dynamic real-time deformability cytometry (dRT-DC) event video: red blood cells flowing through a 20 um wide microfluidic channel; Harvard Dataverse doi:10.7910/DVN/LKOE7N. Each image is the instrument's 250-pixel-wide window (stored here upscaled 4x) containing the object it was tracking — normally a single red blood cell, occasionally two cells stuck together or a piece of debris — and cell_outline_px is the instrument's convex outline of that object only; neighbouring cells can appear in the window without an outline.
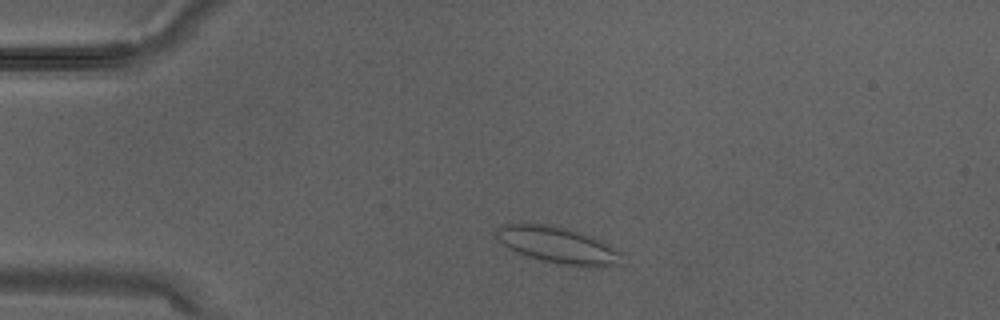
{"species": "Egyptian fruit bat (a non-hibernating species)", "species_latin": "Rousettus aegyptiacus", "temperature_condition": "warm", "stored_images_in_passage": 3, "camera_frame_rate_fps": 3000, "um_per_image_px": 0.085, "animal": {"sex": "male"}, "frame": {"image": 1, "passage_image": 3, "time_ms": 0.667, "image_size_px": [1000, 320], "cell_outline_px": [[620, 264], [604, 268], [588, 268], [560, 264], [528, 256], [508, 248], [496, 240], [496, 228], [504, 224], [552, 224], [568, 228], [592, 236], [608, 244], [620, 252]], "centroid_in_image_um": [47.43, 20.85], "position_along_channel_um": 37.6, "area_um2": 26.88}}